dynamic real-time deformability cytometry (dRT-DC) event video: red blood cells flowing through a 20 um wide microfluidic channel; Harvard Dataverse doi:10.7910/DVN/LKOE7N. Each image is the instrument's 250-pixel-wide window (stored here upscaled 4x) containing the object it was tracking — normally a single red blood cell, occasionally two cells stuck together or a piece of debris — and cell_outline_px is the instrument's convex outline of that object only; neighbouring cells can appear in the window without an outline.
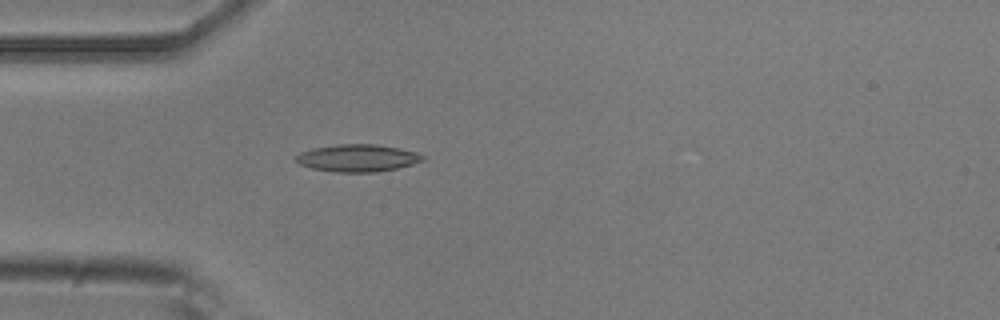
{"species": "common noctule bat (a hibernating species)", "species_latin": "Nyctalus noctula", "temperature_condition": "room temperature", "stored_images_in_passage": 4, "camera_frame_rate_fps": 3000, "um_per_image_px": 0.085, "animal": {"sex": "male", "body_mass_g": 20.5, "forearm_length_mm": 52.5}, "frame": {"image": 1, "passage_image": 4, "time_ms": 1.0, "image_size_px": [1000, 320], "cell_outline_px": [[424, 160], [412, 164], [396, 168], [376, 172], [336, 172], [312, 168], [300, 164], [296, 160], [296, 156], [300, 152], [312, 148], [336, 144], [376, 144], [400, 148], [416, 152], [424, 156]], "centroid_in_image_um": [30.39, 13.42], "position_along_channel_um": 54.6, "area_um2": 20.11}}